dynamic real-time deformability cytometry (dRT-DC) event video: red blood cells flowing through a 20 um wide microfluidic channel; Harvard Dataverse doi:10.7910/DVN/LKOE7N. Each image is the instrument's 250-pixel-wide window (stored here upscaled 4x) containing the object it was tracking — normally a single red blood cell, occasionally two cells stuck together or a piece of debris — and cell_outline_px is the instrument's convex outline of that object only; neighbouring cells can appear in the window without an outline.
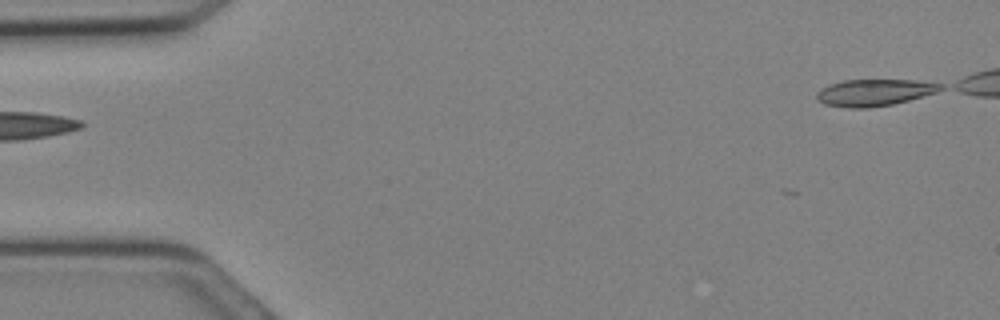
{"species": "Egyptian fruit bat (a non-hibernating species)", "species_latin": "Rousettus aegyptiacus", "temperature_condition": "cold", "stored_images_in_passage": 5, "camera_frame_rate_fps": 3000, "um_per_image_px": 0.085, "animal": {"sex": "female"}, "frame": {"image": 1, "passage_image": 1, "time_ms": 0.0, "image_size_px": [1000, 320], "cell_outline_px": [[944, 88], [936, 92], [908, 100], [892, 104], [868, 108], [848, 108], [824, 104], [816, 96], [816, 92], [820, 88], [828, 84], [844, 80], [916, 80], [944, 84]], "centroid_in_image_um": [74.3, 7.86], "position_along_channel_um": 10.7, "area_um2": 19.31}}